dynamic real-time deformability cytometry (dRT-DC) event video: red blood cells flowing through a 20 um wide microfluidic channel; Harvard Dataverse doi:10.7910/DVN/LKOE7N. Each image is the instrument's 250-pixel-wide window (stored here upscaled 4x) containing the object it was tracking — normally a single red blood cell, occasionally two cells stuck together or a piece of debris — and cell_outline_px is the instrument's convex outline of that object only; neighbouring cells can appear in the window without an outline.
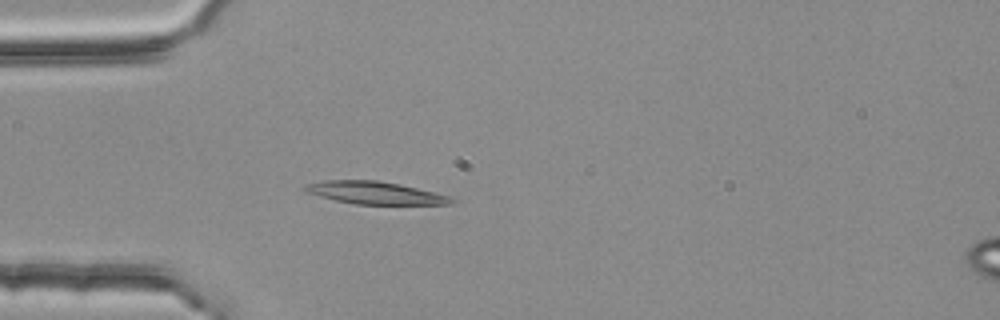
{"species": "common noctule bat (a hibernating species)", "species_latin": "Nyctalus noctula", "temperature_condition": "room temperature", "stored_images_in_passage": 2, "camera_frame_rate_fps": 3000, "um_per_image_px": 0.085, "animal": {"sex": "female", "body_mass_g": 25.1}, "frame": {"image": 1, "passage_image": 2, "time_ms": 0.333, "image_size_px": [1000, 320], "cell_outline_px": [[456, 200], [452, 204], [356, 204], [336, 200], [320, 196], [308, 192], [300, 188], [304, 184], [320, 180], [376, 180], [400, 184], [448, 196]], "centroid_in_image_um": [31.81, 16.38], "position_along_channel_um": 53.2, "area_um2": 19.07}}